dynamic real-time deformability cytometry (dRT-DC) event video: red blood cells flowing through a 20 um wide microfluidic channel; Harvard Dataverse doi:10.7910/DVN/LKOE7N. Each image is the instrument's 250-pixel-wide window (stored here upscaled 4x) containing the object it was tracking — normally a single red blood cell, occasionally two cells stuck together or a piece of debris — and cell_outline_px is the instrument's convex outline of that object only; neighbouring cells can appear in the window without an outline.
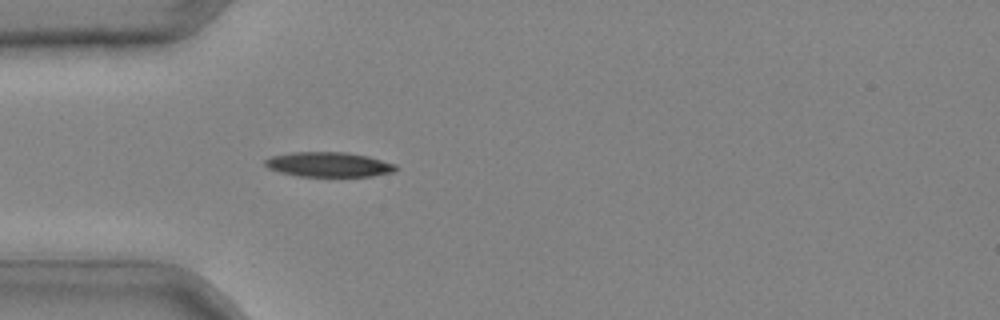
{"species": "common noctule bat (a hibernating species)", "species_latin": "Nyctalus noctula", "temperature_condition": "cold", "stored_images_in_passage": 41, "camera_frame_rate_fps": 3000, "um_per_image_px": 0.085, "animal": {"sex": "male", "body_mass_g": 20.4}, "frame": {"image": 1, "passage_image": 12, "time_ms": 3.667, "image_size_px": [1000, 320], "cell_outline_px": [[400, 168], [396, 172], [372, 176], [300, 176], [280, 172], [268, 168], [264, 164], [264, 160], [272, 156], [292, 152], [344, 152], [368, 156], [396, 164]], "centroid_in_image_um": [27.99, 13.98], "position_along_channel_um": 57.0, "area_um2": 18.96}}
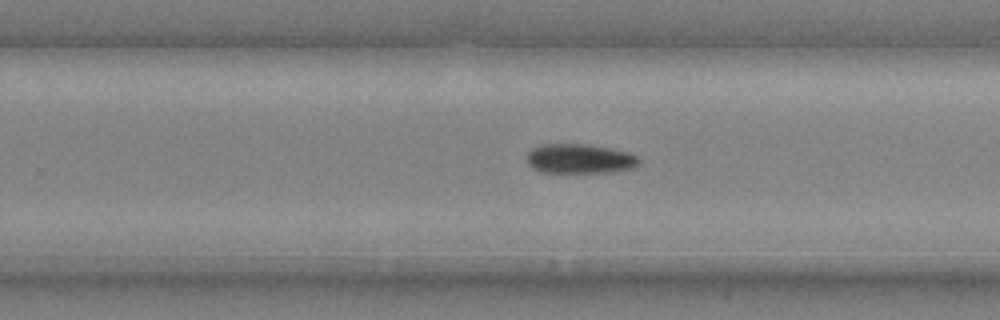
{"frame": {"image": 2, "passage_image": 27, "time_ms": 8.667, "image_size_px": [1000, 320], "cell_outline_px": [[640, 164], [632, 168], [616, 172], [544, 172], [532, 168], [528, 164], [528, 152], [532, 148], [540, 144], [588, 144], [628, 152], [636, 156], [640, 160]], "centroid_in_image_um": [49.29, 13.49], "position_along_channel_um": 280.5, "area_um2": 19.31}}
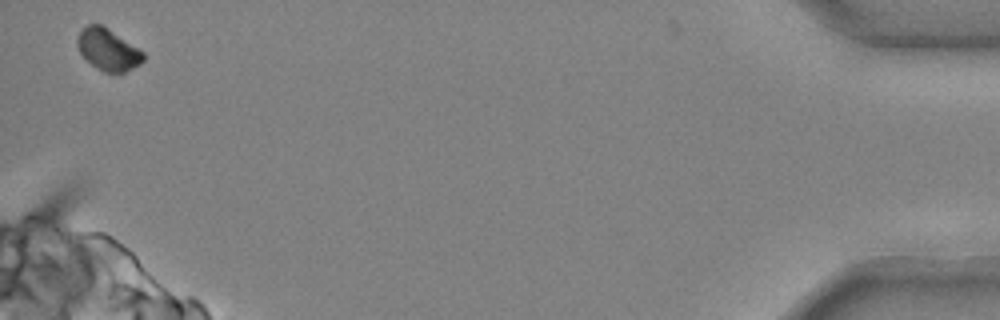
{"frame": {"image": 3, "passage_image": 41, "time_ms": 13.333, "image_size_px": [1000, 320], "cell_outline_px": [[144, 60], [140, 64], [124, 72], [104, 72], [92, 64], [80, 52], [76, 44], [76, 40], [80, 32], [88, 24], [100, 24], [108, 28], [144, 52]], "centroid_in_image_um": [9.18, 4.2], "position_along_channel_um": 426.0, "area_um2": 15.72}}